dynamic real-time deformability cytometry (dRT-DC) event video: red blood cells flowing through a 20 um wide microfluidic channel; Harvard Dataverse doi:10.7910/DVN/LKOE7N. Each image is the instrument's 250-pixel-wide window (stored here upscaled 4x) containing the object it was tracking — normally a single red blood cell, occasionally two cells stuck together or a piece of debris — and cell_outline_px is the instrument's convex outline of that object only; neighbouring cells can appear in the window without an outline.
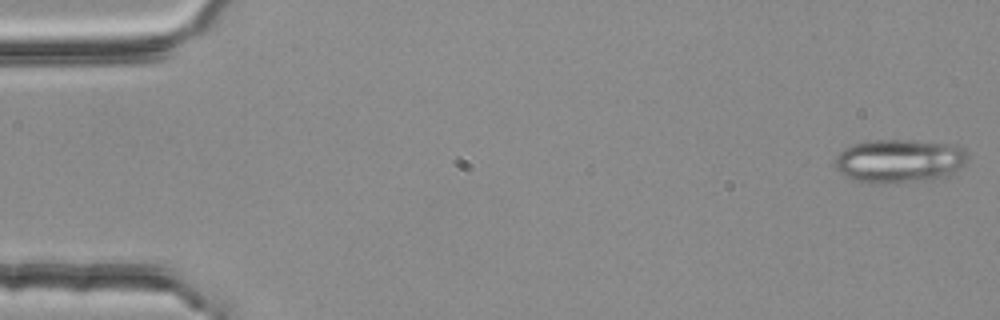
{"species": "common noctule bat (a hibernating species)", "species_latin": "Nyctalus noctula", "temperature_condition": "room temperature", "stored_images_in_passage": 54, "segment_of_instrument_passage": [1, 2], "camera_frame_rate_fps": 3000, "um_per_image_px": 0.085, "animal": {"sex": "female", "body_mass_g": 25.1}, "frame": {"image": 1, "passage_image": 1, "time_ms": 0.0, "image_size_px": [1000, 320], "cell_outline_px": [[968, 160], [960, 168], [944, 176], [932, 180], [888, 184], [868, 184], [852, 180], [844, 176], [832, 164], [836, 156], [844, 148], [852, 144], [864, 140], [916, 140], [956, 144], [968, 156]], "centroid_in_image_um": [76.38, 13.69], "position_along_channel_um": 8.6, "area_um2": 34.51}}
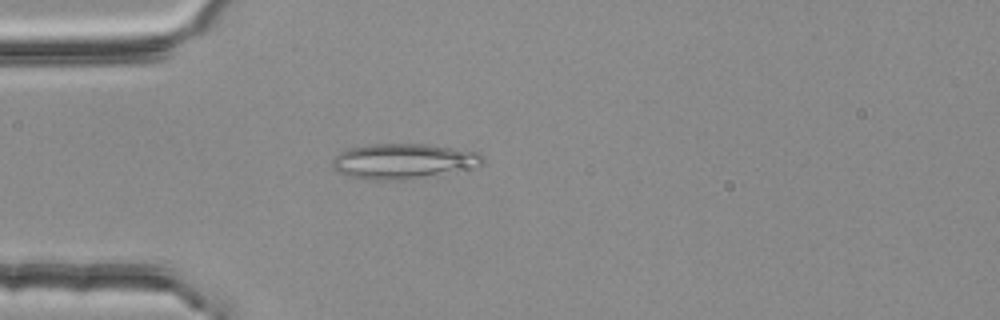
{"frame": {"image": 2, "passage_image": 15, "time_ms": 4.667, "image_size_px": [1000, 320], "cell_outline_px": [[484, 164], [456, 172], [440, 176], [412, 180], [368, 180], [348, 176], [336, 172], [332, 164], [332, 160], [340, 152], [348, 148], [372, 144], [428, 144], [480, 152], [484, 156]], "centroid_in_image_um": [34.33, 13.73], "position_along_channel_um": 50.7, "area_um2": 31.67}}